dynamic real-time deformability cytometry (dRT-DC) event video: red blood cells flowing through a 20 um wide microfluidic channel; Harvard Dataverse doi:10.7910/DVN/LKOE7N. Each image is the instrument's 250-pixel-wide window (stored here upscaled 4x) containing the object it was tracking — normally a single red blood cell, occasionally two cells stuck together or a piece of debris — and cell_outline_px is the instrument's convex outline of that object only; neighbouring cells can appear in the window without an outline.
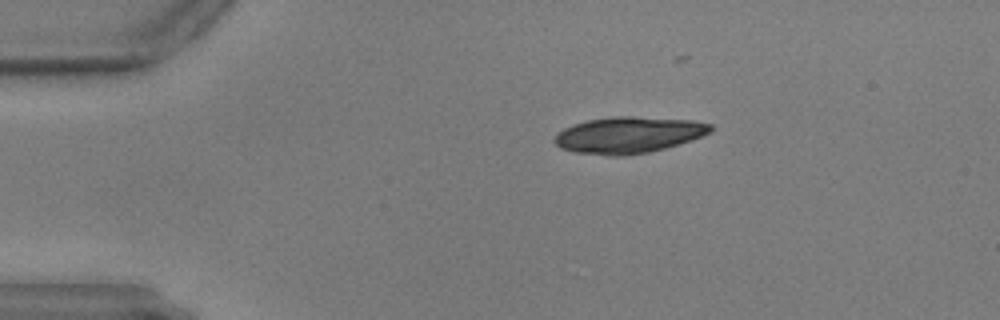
{"species": "common noctule bat (a hibernating species)", "species_latin": "Nyctalus noctula", "temperature_condition": "warm", "stored_images_in_passage": 34, "camera_frame_rate_fps": 3000, "um_per_image_px": 0.085, "animal": {"sex": "male", "body_mass_g": 17.9, "forearm_length_mm": 54.2}, "frame": {"image": 1, "passage_image": 1, "time_ms": 0.0, "image_size_px": [1000, 320], "cell_outline_px": [[716, 128], [712, 132], [692, 140], [664, 148], [648, 152], [628, 156], [608, 156], [576, 152], [560, 148], [552, 140], [556, 132], [572, 124], [588, 120], [612, 116], [632, 116], [692, 120], [712, 124]], "centroid_in_image_um": [53.42, 11.47], "position_along_channel_um": 31.6, "area_um2": 33.47}}